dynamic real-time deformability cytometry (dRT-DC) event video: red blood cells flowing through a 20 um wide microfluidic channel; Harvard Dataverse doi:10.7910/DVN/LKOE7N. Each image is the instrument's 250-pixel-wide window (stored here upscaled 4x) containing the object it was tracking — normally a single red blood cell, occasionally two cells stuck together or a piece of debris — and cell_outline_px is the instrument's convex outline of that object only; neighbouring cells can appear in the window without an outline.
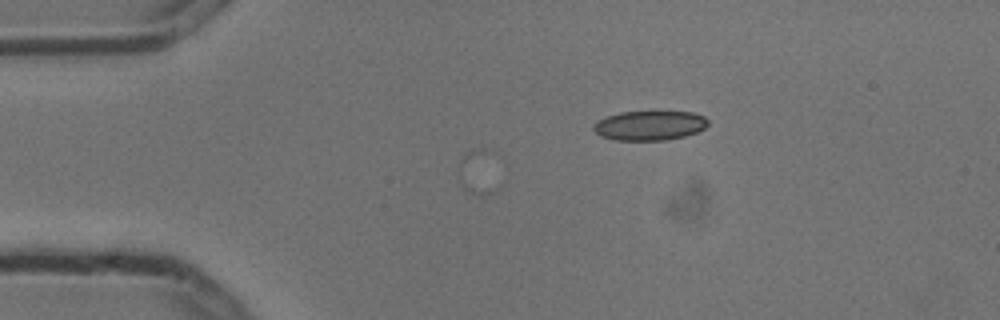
{"species": "common noctule bat (a hibernating species)", "species_latin": "Nyctalus noctula", "temperature_condition": "cold", "stored_images_in_passage": 3, "camera_frame_rate_fps": 3000, "um_per_image_px": 0.085, "animal": {"sex": "male", "body_mass_g": 13.3}, "frame": {"image": 1, "passage_image": 3, "time_ms": 0.667, "image_size_px": [1000, 320], "cell_outline_px": [[708, 124], [704, 128], [696, 132], [684, 136], [664, 140], [616, 140], [600, 136], [592, 128], [604, 116], [620, 112], [692, 112], [704, 116], [708, 120]], "centroid_in_image_um": [55.21, 10.66], "position_along_channel_um": 29.8, "area_um2": 19.54}}